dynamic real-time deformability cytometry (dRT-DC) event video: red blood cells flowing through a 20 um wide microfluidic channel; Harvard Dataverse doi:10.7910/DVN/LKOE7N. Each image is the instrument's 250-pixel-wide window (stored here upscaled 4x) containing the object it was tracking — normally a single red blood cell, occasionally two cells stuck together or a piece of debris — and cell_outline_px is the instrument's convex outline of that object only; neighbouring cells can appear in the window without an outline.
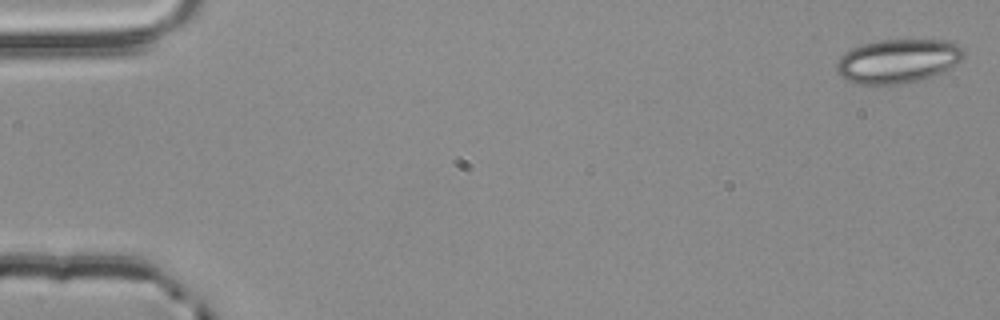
{"species": "common noctule bat (a hibernating species)", "species_latin": "Nyctalus noctula", "temperature_condition": "room temperature", "stored_images_in_passage": 6, "segment_of_instrument_passage": [1, 2], "camera_frame_rate_fps": 3000, "um_per_image_px": 0.085, "animal": {"sex": "male", "body_mass_g": 20.4}, "frame": {"image": 1, "passage_image": 1, "time_ms": 0.0, "image_size_px": [1000, 320], "cell_outline_px": [[964, 56], [956, 64], [932, 76], [908, 84], [856, 84], [844, 80], [836, 72], [836, 60], [840, 56], [852, 48], [864, 44], [880, 40], [948, 40], [960, 44], [964, 48]], "centroid_in_image_um": [76.3, 5.19], "position_along_channel_um": 8.7, "area_um2": 32.89}}
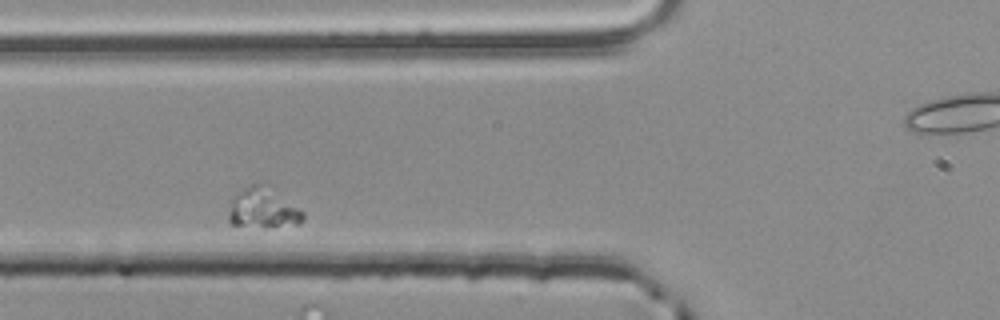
{"frame": {"image": 2, "passage_image": 4, "time_ms": 1.0, "image_size_px": [1000, 320], "cell_outline_px": [[304, 220], [300, 224], [264, 228], [232, 224], [228, 220], [228, 212], [232, 200], [244, 188], [252, 184], [260, 184], [304, 212]], "centroid_in_image_um": [22.34, 17.78], "position_along_channel_um": 103.5, "area_um2": 16.76}}
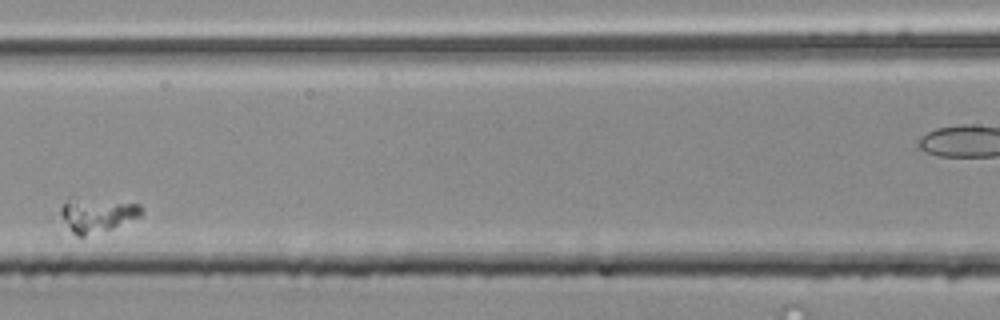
{"frame": {"image": 3, "passage_image": 5, "time_ms": 1.333, "image_size_px": [1000, 320], "cell_outline_px": [[144, 212], [140, 216], [112, 228], [84, 236], [76, 236], [72, 232], [60, 212], [60, 208], [68, 196], [72, 192], [140, 204], [144, 208]], "centroid_in_image_um": [8.23, 18.13], "position_along_channel_um": 158.4, "area_um2": 17.17}}